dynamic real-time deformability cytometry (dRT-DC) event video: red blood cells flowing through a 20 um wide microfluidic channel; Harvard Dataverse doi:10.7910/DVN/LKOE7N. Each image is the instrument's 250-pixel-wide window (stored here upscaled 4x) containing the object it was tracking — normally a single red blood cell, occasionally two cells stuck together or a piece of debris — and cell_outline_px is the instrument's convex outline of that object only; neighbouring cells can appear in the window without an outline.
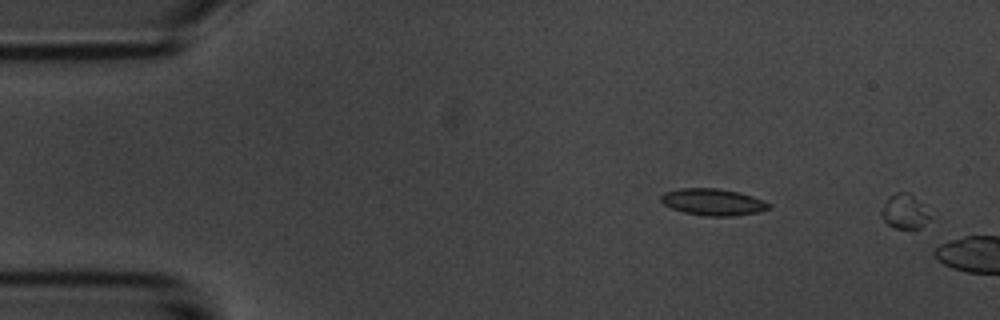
{"species": "common noctule bat (a hibernating species)", "species_latin": "Nyctalus noctula", "temperature_condition": "room temperature", "stored_images_in_passage": 3, "segment_of_instrument_passage": [2, 2], "camera_frame_rate_fps": 3000, "um_per_image_px": 0.085, "animal": {"sex": "male", "body_mass_g": 20.1, "forearm_length_mm": 53.5}, "frame": {"image": 1, "passage_image": 3, "time_ms": 2.333, "image_size_px": [1000, 320], "cell_outline_px": [[936, 216], [920, 228], [896, 228], [888, 224], [884, 220], [880, 212], [888, 196], [896, 192], [908, 192]], "centroid_in_image_um": [76.95, 17.98], "position_along_channel_um": 8.0, "area_um2": 10.0}}